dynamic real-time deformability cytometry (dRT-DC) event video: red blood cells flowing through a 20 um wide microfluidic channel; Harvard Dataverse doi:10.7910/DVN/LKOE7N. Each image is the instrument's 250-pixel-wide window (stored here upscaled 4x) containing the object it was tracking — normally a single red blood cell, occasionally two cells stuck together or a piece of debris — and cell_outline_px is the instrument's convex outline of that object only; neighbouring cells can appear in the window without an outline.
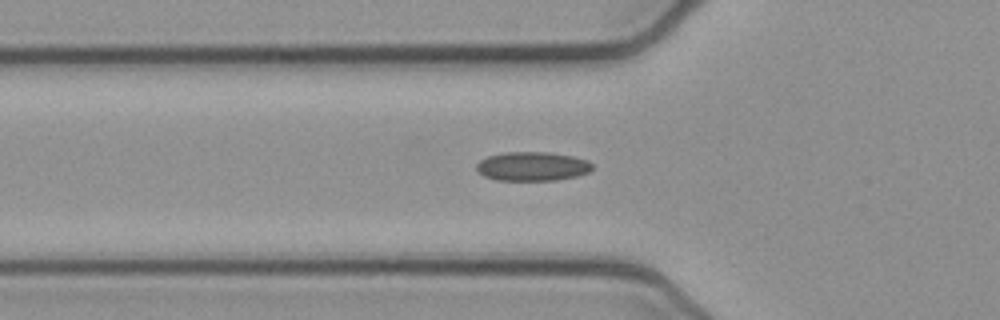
{"species": "common noctule bat (a hibernating species)", "species_latin": "Nyctalus noctula", "temperature_condition": "cold", "stored_images_in_passage": 37, "camera_frame_rate_fps": 3000, "um_per_image_px": 0.085, "animal": {"sex": "female", "body_mass_g": 21.9}, "frame": {"image": 1, "passage_image": 8, "time_ms": 2.333, "image_size_px": [1000, 320], "cell_outline_px": [[592, 168], [588, 172], [576, 176], [556, 180], [496, 180], [484, 176], [476, 172], [476, 164], [480, 160], [488, 156], [504, 152], [552, 152], [572, 156], [588, 160], [592, 164]], "centroid_in_image_um": [45.22, 14.13], "position_along_channel_um": 80.6, "area_um2": 19.71}}
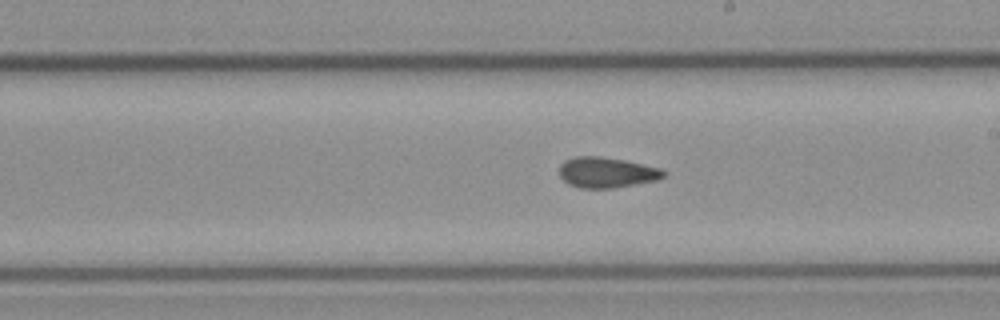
{"frame": {"image": 2, "passage_image": 20, "time_ms": 6.333, "image_size_px": [1000, 320], "cell_outline_px": [[664, 176], [656, 180], [612, 188], [580, 188], [568, 184], [560, 176], [560, 164], [564, 160], [576, 156], [600, 156], [624, 160], [660, 168], [664, 172]], "centroid_in_image_um": [51.51, 14.65], "position_along_channel_um": 237.5, "area_um2": 18.38}}
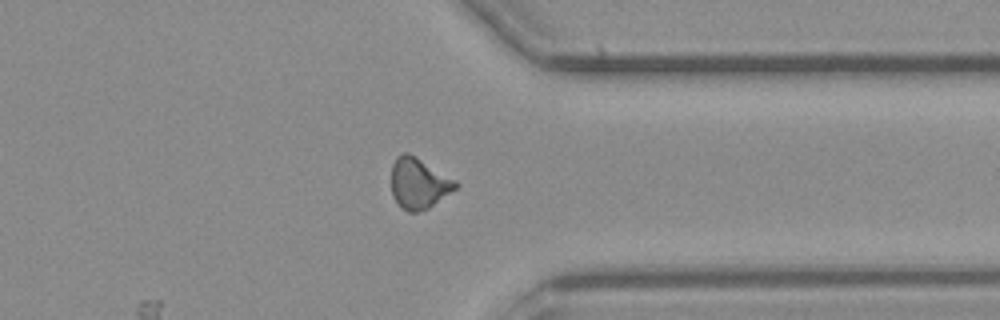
{"frame": {"image": 3, "passage_image": 31, "time_ms": 10.0, "image_size_px": [1000, 320], "cell_outline_px": [[460, 184], [456, 188], [428, 208], [416, 212], [408, 212], [400, 208], [392, 196], [392, 164], [396, 156], [404, 152], [408, 152], [456, 180]], "centroid_in_image_um": [35.57, 15.59], "position_along_channel_um": 375.8, "area_um2": 18.96}}